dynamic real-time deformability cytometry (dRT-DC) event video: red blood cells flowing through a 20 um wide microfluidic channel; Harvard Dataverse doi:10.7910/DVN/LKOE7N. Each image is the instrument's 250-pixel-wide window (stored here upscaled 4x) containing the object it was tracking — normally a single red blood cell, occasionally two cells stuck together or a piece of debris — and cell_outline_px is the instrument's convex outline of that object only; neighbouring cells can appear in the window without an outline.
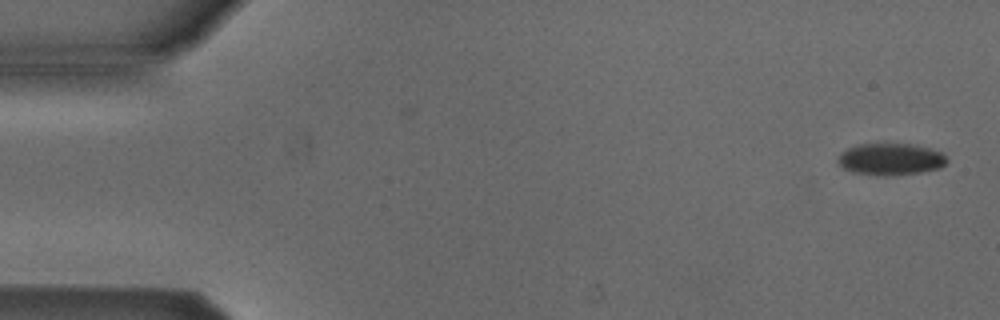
{"species": "Egyptian fruit bat (a non-hibernating species)", "species_latin": "Rousettus aegyptiacus", "temperature_condition": "cold", "stored_images_in_passage": 13, "camera_frame_rate_fps": 3000, "um_per_image_px": 0.085, "animal": {"sex": "male"}, "frame": {"image": 1, "passage_image": 1, "time_ms": 0.0, "image_size_px": [1000, 320], "cell_outline_px": [[948, 160], [940, 168], [920, 172], [884, 176], [880, 176], [852, 172], [844, 168], [836, 160], [840, 152], [848, 148], [860, 144], [912, 144], [944, 152]], "centroid_in_image_um": [75.7, 13.53], "position_along_channel_um": 9.3, "area_um2": 20.23}}
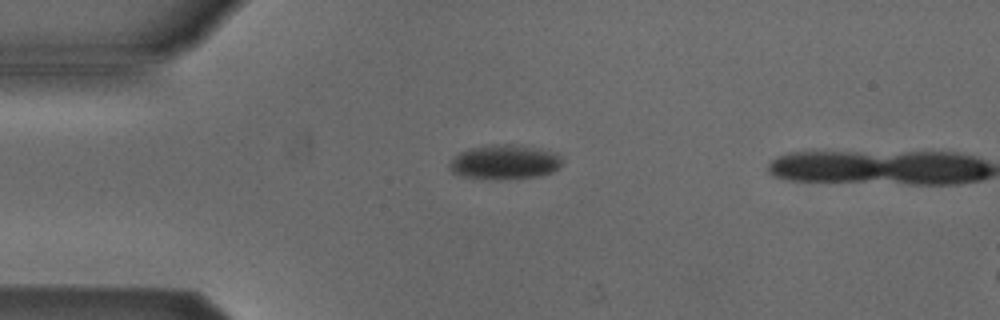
{"frame": {"image": 2, "passage_image": 12, "time_ms": 3.667, "image_size_px": [1000, 320], "cell_outline_px": [[560, 168], [552, 172], [540, 176], [496, 180], [464, 176], [452, 172], [448, 168], [448, 164], [460, 152], [472, 148], [492, 144], [508, 144], [540, 148], [552, 152], [560, 156]], "centroid_in_image_um": [42.89, 13.78], "position_along_channel_um": 42.1, "area_um2": 22.54}}